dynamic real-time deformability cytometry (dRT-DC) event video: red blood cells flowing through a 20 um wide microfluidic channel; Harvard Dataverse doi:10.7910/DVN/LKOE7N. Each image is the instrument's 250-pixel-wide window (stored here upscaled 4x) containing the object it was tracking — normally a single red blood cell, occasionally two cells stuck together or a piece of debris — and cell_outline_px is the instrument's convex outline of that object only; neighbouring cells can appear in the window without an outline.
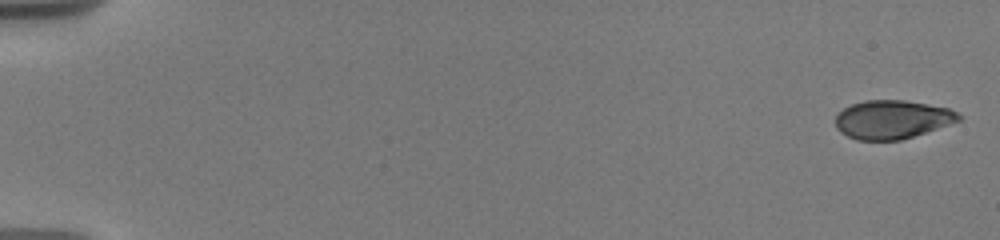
{"species": "human", "species_latin": "Homo sapiens", "temperature_condition": "warm", "stored_images_in_passage": 24, "camera_frame_rate_fps": 3000, "um_per_image_px": 0.085, "donor": {"sex": "male"}, "frame": {"image": 1, "passage_image": 1, "time_ms": 0.0, "image_size_px": [1000, 240], "cell_outline_px": [[960, 120], [900, 140], [856, 140], [840, 132], [836, 128], [836, 116], [844, 108], [852, 104], [864, 100], [904, 100], [948, 108], [956, 112], [960, 116]], "centroid_in_image_um": [75.78, 10.15], "position_along_channel_um": 9.2, "area_um2": 27.28}}
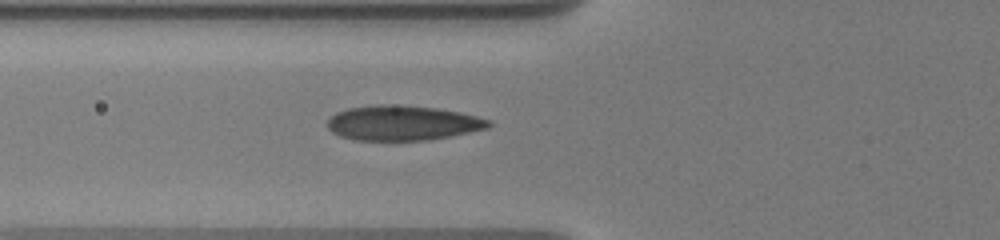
{"frame": {"image": 2, "passage_image": 18, "time_ms": 7.0, "image_size_px": [1000, 240], "cell_outline_px": [[492, 124], [488, 128], [452, 136], [428, 140], [356, 140], [340, 136], [332, 132], [328, 128], [328, 120], [336, 112], [348, 108], [380, 104], [388, 104], [436, 108], [460, 112], [492, 120]], "centroid_in_image_um": [34.24, 10.45], "position_along_channel_um": 91.6, "area_um2": 32.77}}
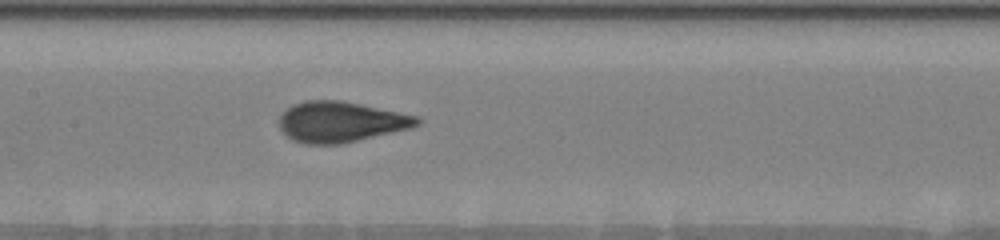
{"frame": {"image": 3, "passage_image": 24, "time_ms": 9.333, "image_size_px": [1000, 240], "cell_outline_px": [[424, 120], [420, 124], [412, 128], [340, 144], [304, 144], [292, 140], [280, 128], [280, 116], [292, 104], [304, 100], [340, 100], [420, 116]], "centroid_in_image_um": [29.0, 10.35], "position_along_channel_um": 178.4, "area_um2": 32.71}}